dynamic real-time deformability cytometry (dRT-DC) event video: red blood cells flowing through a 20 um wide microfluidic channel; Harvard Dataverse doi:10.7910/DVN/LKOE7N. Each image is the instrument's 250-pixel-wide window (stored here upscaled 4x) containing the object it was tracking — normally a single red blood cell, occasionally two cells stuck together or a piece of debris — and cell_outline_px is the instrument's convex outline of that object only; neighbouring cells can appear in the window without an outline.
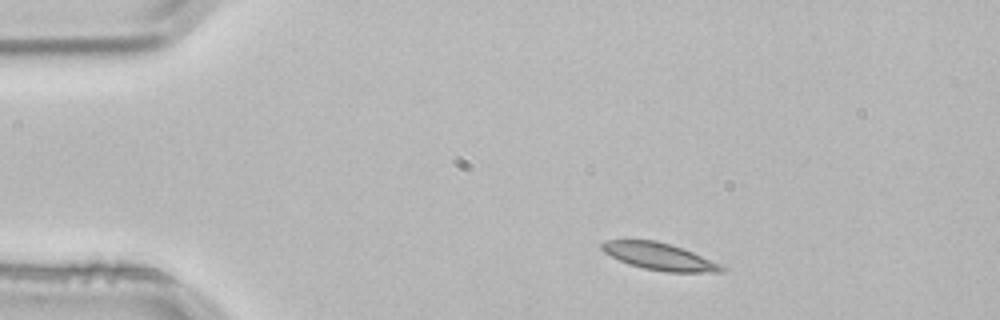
{"species": "common noctule bat (a hibernating species)", "species_latin": "Nyctalus noctula", "temperature_condition": "room temperature", "stored_images_in_passage": 2, "camera_frame_rate_fps": 3000, "um_per_image_px": 0.085, "animal": {"sex": "male", "body_mass_g": 21.5, "forearm_length_mm": 52.0}, "frame": {"image": 1, "passage_image": 1, "time_ms": 0.0, "image_size_px": [1000, 320], "cell_outline_px": [[728, 268], [724, 272], [664, 272], [644, 268], [628, 264], [604, 252], [600, 248], [600, 244], [604, 240], [656, 240], [692, 252], [720, 264]], "centroid_in_image_um": [56.03, 21.81], "position_along_channel_um": 29.0, "area_um2": 18.73}}